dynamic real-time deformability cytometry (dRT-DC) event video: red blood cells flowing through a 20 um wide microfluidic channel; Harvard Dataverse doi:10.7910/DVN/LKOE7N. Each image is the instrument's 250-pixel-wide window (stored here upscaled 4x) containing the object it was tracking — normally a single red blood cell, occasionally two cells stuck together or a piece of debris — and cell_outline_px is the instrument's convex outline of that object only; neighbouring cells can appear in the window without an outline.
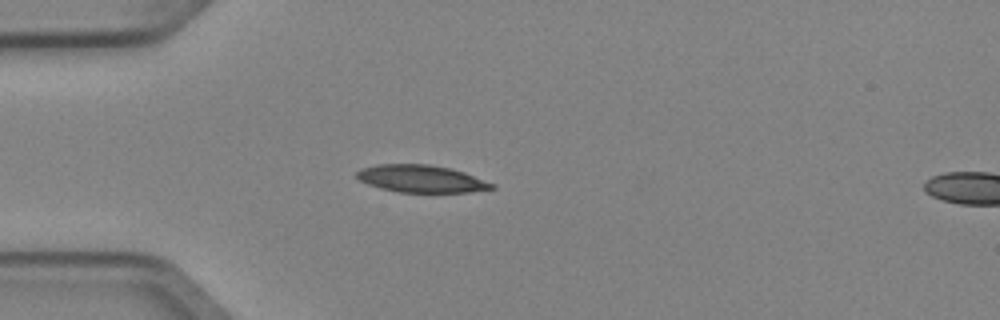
{"species": "Egyptian fruit bat (a non-hibernating species)", "species_latin": "Rousettus aegyptiacus", "temperature_condition": "cold", "stored_images_in_passage": 4, "camera_frame_rate_fps": 3000, "um_per_image_px": 0.085, "animal": {"sex": "female"}, "frame": {"image": 1, "passage_image": 3, "time_ms": 0.667, "image_size_px": [1000, 320], "cell_outline_px": [[496, 188], [468, 192], [400, 192], [380, 188], [368, 184], [360, 180], [356, 176], [356, 172], [364, 168], [376, 164], [428, 164], [448, 168], [464, 172], [496, 184]], "centroid_in_image_um": [35.82, 15.19], "position_along_channel_um": 49.2, "area_um2": 21.39}}